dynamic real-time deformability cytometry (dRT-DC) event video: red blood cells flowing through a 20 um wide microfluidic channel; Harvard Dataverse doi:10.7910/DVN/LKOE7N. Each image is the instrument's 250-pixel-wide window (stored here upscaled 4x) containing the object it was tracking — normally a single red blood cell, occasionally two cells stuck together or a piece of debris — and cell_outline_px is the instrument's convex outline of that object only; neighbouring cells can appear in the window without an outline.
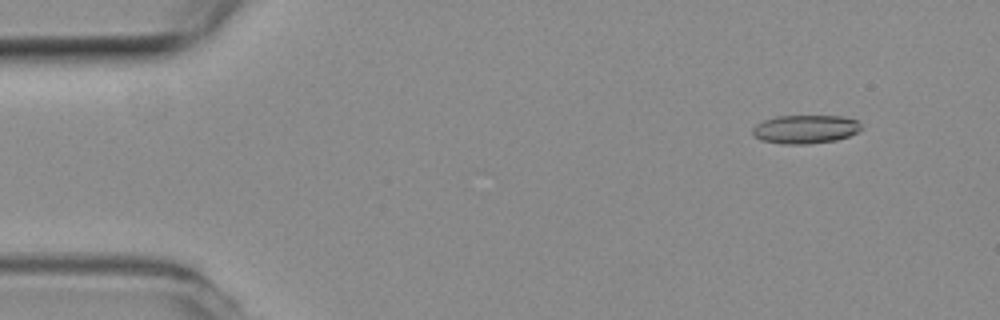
{"species": "common noctule bat (a hibernating species)", "species_latin": "Nyctalus noctula", "temperature_condition": "room temperature", "stored_images_in_passage": 15, "camera_frame_rate_fps": 3000, "um_per_image_px": 0.085, "animal": {"sex": "female", "body_mass_g": 19.3, "forearm_length_mm": 54.1}, "frame": {"image": 1, "passage_image": 5, "time_ms": 1.333, "image_size_px": [1000, 320], "cell_outline_px": [[860, 128], [856, 132], [848, 136], [836, 140], [808, 144], [784, 144], [760, 140], [752, 132], [752, 128], [756, 124], [764, 120], [776, 116], [840, 116], [856, 120], [860, 124]], "centroid_in_image_um": [68.41, 10.98], "position_along_channel_um": 16.6, "area_um2": 17.92}}
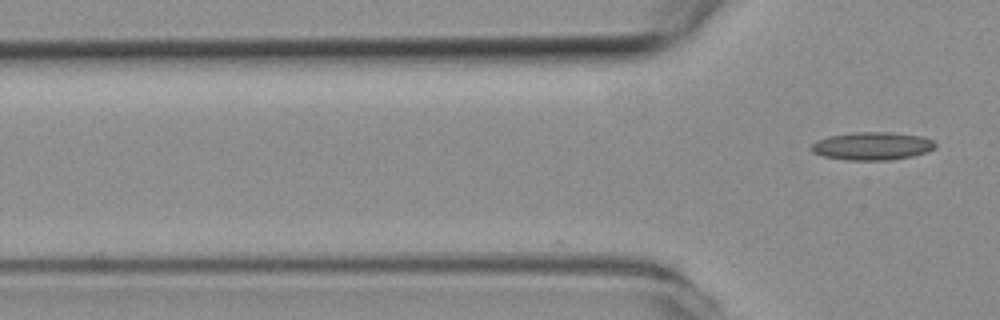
{"frame": {"image": 2, "passage_image": 15, "time_ms": 4.667, "image_size_px": [1000, 320], "cell_outline_px": [[936, 148], [928, 152], [912, 156], [888, 160], [848, 160], [824, 156], [812, 152], [812, 144], [816, 140], [828, 136], [856, 132], [888, 132], [924, 136], [932, 140], [936, 144]], "centroid_in_image_um": [74.17, 12.41], "position_along_channel_um": 51.6, "area_um2": 20.23}}